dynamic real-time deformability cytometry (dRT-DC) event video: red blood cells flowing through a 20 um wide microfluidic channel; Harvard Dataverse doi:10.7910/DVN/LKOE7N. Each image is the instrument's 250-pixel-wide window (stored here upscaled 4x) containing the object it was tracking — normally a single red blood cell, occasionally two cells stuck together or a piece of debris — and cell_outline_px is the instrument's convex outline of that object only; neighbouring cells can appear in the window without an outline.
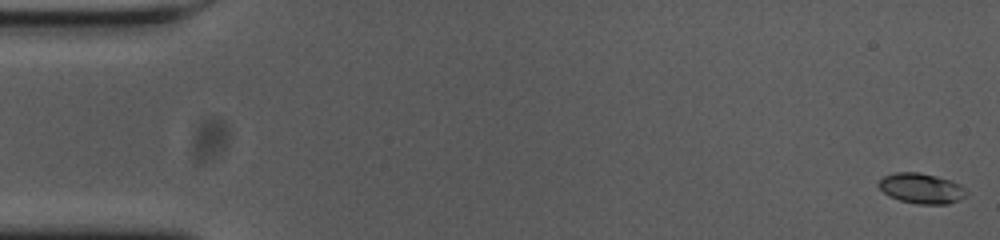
{"species": "common noctule bat (a hibernating species)", "species_latin": "Nyctalus noctula", "temperature_condition": "cold", "stored_images_in_passage": 57, "camera_frame_rate_fps": 3000, "um_per_image_px": 0.085, "animal": {"sex": "female", "body_mass_g": 23.0, "forearm_length_mm": 53.4}, "frame": {"image": 1, "passage_image": 1, "time_ms": 0.0, "image_size_px": [1000, 240], "cell_outline_px": [[968, 192], [964, 196], [948, 204], [916, 204], [900, 200], [888, 196], [876, 184], [884, 176], [896, 172], [920, 172], [936, 176], [960, 184]], "centroid_in_image_um": [78.28, 16.01], "position_along_channel_um": 6.7, "area_um2": 15.37}}
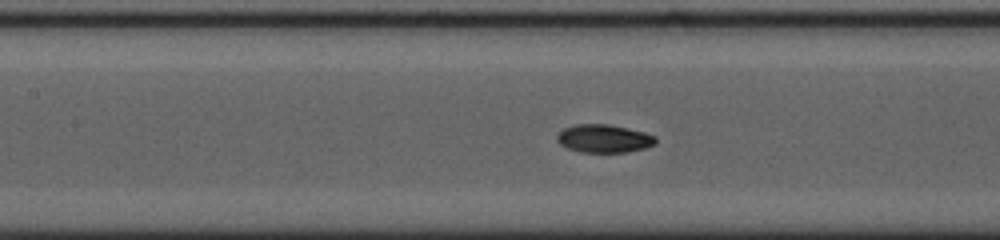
{"frame": {"image": 2, "passage_image": 25, "time_ms": 8.0, "image_size_px": [1000, 240], "cell_outline_px": [[656, 144], [644, 148], [628, 152], [580, 152], [568, 148], [560, 144], [556, 140], [556, 136], [564, 128], [576, 124], [608, 124], [644, 132], [656, 136]], "centroid_in_image_um": [51.33, 11.78], "position_along_channel_um": 156.1, "area_um2": 16.13}}
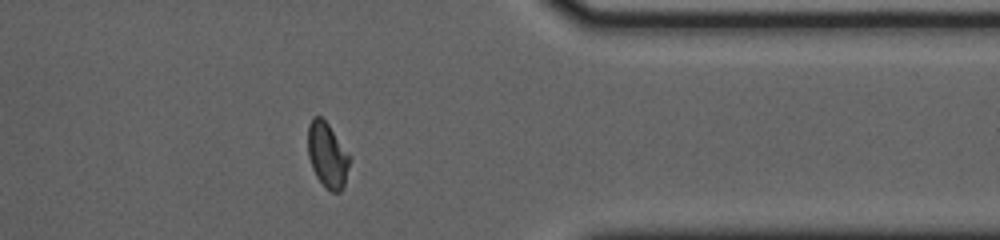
{"frame": {"image": 3, "passage_image": 45, "time_ms": 14.667, "image_size_px": [1000, 240], "cell_outline_px": [[348, 164], [344, 188], [340, 192], [332, 192], [324, 188], [316, 176], [312, 168], [308, 156], [308, 124], [312, 116], [320, 116], [328, 124], [348, 152]], "centroid_in_image_um": [27.79, 13.19], "position_along_channel_um": 383.6, "area_um2": 15.78}, "authors_computed_cell_mechanics": {"area_um2": 15.5482, "velocity_mm_per_s": 3.6408, "shape_relaxation_time_tau1_ms": 4.1708, "shape_relaxation_time_tau2_ms": 1.9652, "deformation_change_tau1": 0.1459, "deformation_change_tau2": 0.0263}}